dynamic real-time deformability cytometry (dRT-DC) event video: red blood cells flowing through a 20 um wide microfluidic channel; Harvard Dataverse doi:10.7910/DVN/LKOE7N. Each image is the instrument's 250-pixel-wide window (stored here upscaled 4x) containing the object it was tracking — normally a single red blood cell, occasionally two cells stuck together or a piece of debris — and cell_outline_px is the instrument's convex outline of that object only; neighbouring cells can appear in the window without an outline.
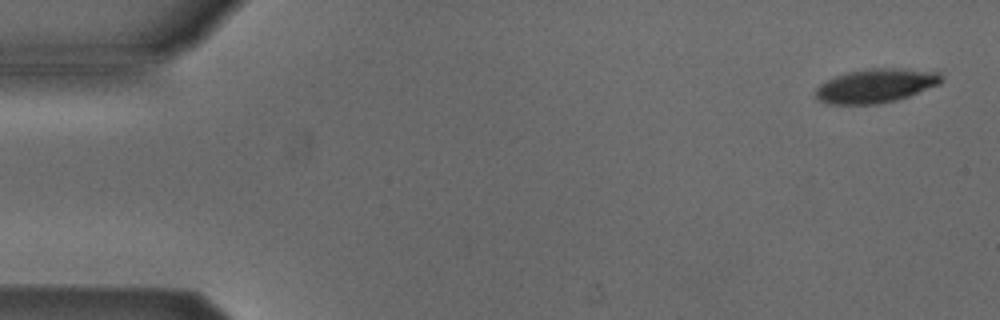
{"species": "Egyptian fruit bat (a non-hibernating species)", "species_latin": "Rousettus aegyptiacus", "temperature_condition": "cold", "stored_images_in_passage": 9, "camera_frame_rate_fps": 3000, "um_per_image_px": 0.085, "animal": {"sex": "male"}, "frame": {"image": 1, "passage_image": 2, "time_ms": 0.333, "image_size_px": [1000, 320], "cell_outline_px": [[944, 80], [940, 84], [908, 96], [896, 100], [880, 104], [828, 104], [816, 100], [816, 88], [820, 84], [836, 76], [848, 72], [872, 68], [904, 68], [940, 72], [944, 76]], "centroid_in_image_um": [74.48, 7.29], "position_along_channel_um": 10.5, "area_um2": 25.03}}